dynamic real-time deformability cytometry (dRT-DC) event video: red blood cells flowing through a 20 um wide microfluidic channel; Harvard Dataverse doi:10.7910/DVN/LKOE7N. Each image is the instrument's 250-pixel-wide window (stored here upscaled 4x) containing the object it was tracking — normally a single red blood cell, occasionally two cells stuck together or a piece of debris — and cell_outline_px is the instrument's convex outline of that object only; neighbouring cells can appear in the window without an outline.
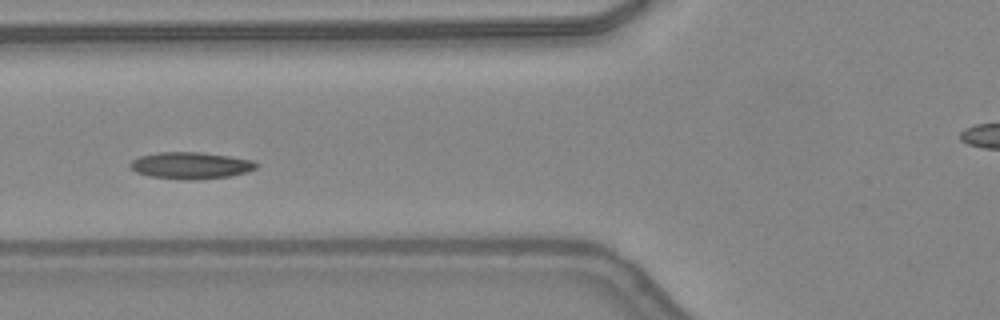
{"species": "common noctule bat (a hibernating species)", "species_latin": "Nyctalus noctula", "temperature_condition": "warm", "stored_images_in_passage": 36, "camera_frame_rate_fps": 3000, "um_per_image_px": 0.085, "animal": {"sex": "female", "body_mass_g": 24.6, "forearm_length_mm": 56.2}, "frame": {"image": 1, "passage_image": 6, "time_ms": 1.667, "image_size_px": [1000, 320], "cell_outline_px": [[260, 164], [256, 168], [248, 172], [228, 176], [192, 180], [180, 180], [148, 176], [136, 172], [128, 164], [132, 160], [140, 156], [156, 152], [200, 152], [228, 156], [252, 160]], "centroid_in_image_um": [16.2, 14.07], "position_along_channel_um": 109.6, "area_um2": 19.77}}
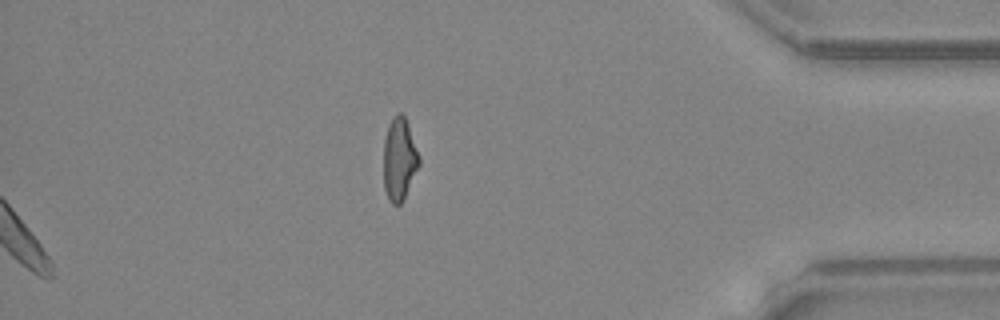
{"frame": {"image": 2, "passage_image": 36, "time_ms": 11.667, "image_size_px": [1000, 320], "cell_outline_px": [[420, 164], [404, 200], [400, 204], [392, 204], [388, 200], [384, 188], [384, 140], [388, 124], [392, 116], [396, 112], [400, 112], [404, 116], [408, 124], [420, 156]], "centroid_in_image_um": [33.95, 13.52], "position_along_channel_um": 401.3, "area_um2": 17.4}, "authors_computed_cell_mechanics": {"area_um2": 18.785, "velocity_mm_per_s": 4.256, "shape_relaxation_time_tau1_ms": 2.5717, "shape_relaxation_time_tau2_ms": 8.592, "deformation_change_tau1": 0.0723, "deformation_change_tau2": 0.1986}}